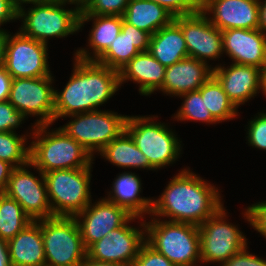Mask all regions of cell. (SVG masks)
<instances>
[{
    "label": "cell",
    "instance_id": "277c9868",
    "mask_svg": "<svg viewBox=\"0 0 266 266\" xmlns=\"http://www.w3.org/2000/svg\"><path fill=\"white\" fill-rule=\"evenodd\" d=\"M140 224L147 233L145 242L175 266H195L201 261L199 226L155 218Z\"/></svg>",
    "mask_w": 266,
    "mask_h": 266
},
{
    "label": "cell",
    "instance_id": "ba28073f",
    "mask_svg": "<svg viewBox=\"0 0 266 266\" xmlns=\"http://www.w3.org/2000/svg\"><path fill=\"white\" fill-rule=\"evenodd\" d=\"M125 130L155 170L173 163L180 154L181 141L152 117L127 116Z\"/></svg>",
    "mask_w": 266,
    "mask_h": 266
},
{
    "label": "cell",
    "instance_id": "9a60e30c",
    "mask_svg": "<svg viewBox=\"0 0 266 266\" xmlns=\"http://www.w3.org/2000/svg\"><path fill=\"white\" fill-rule=\"evenodd\" d=\"M139 217L131 216L121 227L111 230L105 237L87 249V256L104 262H116L131 266L141 246L145 243V232L132 226L129 221Z\"/></svg>",
    "mask_w": 266,
    "mask_h": 266
},
{
    "label": "cell",
    "instance_id": "c3c4849f",
    "mask_svg": "<svg viewBox=\"0 0 266 266\" xmlns=\"http://www.w3.org/2000/svg\"><path fill=\"white\" fill-rule=\"evenodd\" d=\"M60 2L63 3H70V4H76V7H78L80 10L88 3V0H60Z\"/></svg>",
    "mask_w": 266,
    "mask_h": 266
},
{
    "label": "cell",
    "instance_id": "d6a6232c",
    "mask_svg": "<svg viewBox=\"0 0 266 266\" xmlns=\"http://www.w3.org/2000/svg\"><path fill=\"white\" fill-rule=\"evenodd\" d=\"M129 0H88L80 15L123 16Z\"/></svg>",
    "mask_w": 266,
    "mask_h": 266
},
{
    "label": "cell",
    "instance_id": "681fc988",
    "mask_svg": "<svg viewBox=\"0 0 266 266\" xmlns=\"http://www.w3.org/2000/svg\"><path fill=\"white\" fill-rule=\"evenodd\" d=\"M262 86H263V92L266 95V60H265V65L262 69Z\"/></svg>",
    "mask_w": 266,
    "mask_h": 266
},
{
    "label": "cell",
    "instance_id": "7bdbcfd3",
    "mask_svg": "<svg viewBox=\"0 0 266 266\" xmlns=\"http://www.w3.org/2000/svg\"><path fill=\"white\" fill-rule=\"evenodd\" d=\"M0 266H12L8 241L0 238Z\"/></svg>",
    "mask_w": 266,
    "mask_h": 266
},
{
    "label": "cell",
    "instance_id": "e0dca14e",
    "mask_svg": "<svg viewBox=\"0 0 266 266\" xmlns=\"http://www.w3.org/2000/svg\"><path fill=\"white\" fill-rule=\"evenodd\" d=\"M201 11L213 13L208 19L221 31L259 29L258 0H201Z\"/></svg>",
    "mask_w": 266,
    "mask_h": 266
},
{
    "label": "cell",
    "instance_id": "603a6c76",
    "mask_svg": "<svg viewBox=\"0 0 266 266\" xmlns=\"http://www.w3.org/2000/svg\"><path fill=\"white\" fill-rule=\"evenodd\" d=\"M166 67L161 65L149 51L140 52L119 71L120 85L133 80L139 85V93L151 95L164 83Z\"/></svg>",
    "mask_w": 266,
    "mask_h": 266
},
{
    "label": "cell",
    "instance_id": "5b68a950",
    "mask_svg": "<svg viewBox=\"0 0 266 266\" xmlns=\"http://www.w3.org/2000/svg\"><path fill=\"white\" fill-rule=\"evenodd\" d=\"M41 225L46 266H80L87 256L74 216L36 220Z\"/></svg>",
    "mask_w": 266,
    "mask_h": 266
},
{
    "label": "cell",
    "instance_id": "8fae6325",
    "mask_svg": "<svg viewBox=\"0 0 266 266\" xmlns=\"http://www.w3.org/2000/svg\"><path fill=\"white\" fill-rule=\"evenodd\" d=\"M52 76L40 78H14L8 97L10 104L25 117H40L35 123L50 125L54 122V87L51 86Z\"/></svg>",
    "mask_w": 266,
    "mask_h": 266
},
{
    "label": "cell",
    "instance_id": "7a4b0ae2",
    "mask_svg": "<svg viewBox=\"0 0 266 266\" xmlns=\"http://www.w3.org/2000/svg\"><path fill=\"white\" fill-rule=\"evenodd\" d=\"M75 59L74 71L62 92L55 90L54 121L98 110L120 86L119 72L96 61Z\"/></svg>",
    "mask_w": 266,
    "mask_h": 266
},
{
    "label": "cell",
    "instance_id": "2e32d148",
    "mask_svg": "<svg viewBox=\"0 0 266 266\" xmlns=\"http://www.w3.org/2000/svg\"><path fill=\"white\" fill-rule=\"evenodd\" d=\"M91 204L92 202L74 216L86 249L111 230L121 227L132 216L124 208L109 202L106 198Z\"/></svg>",
    "mask_w": 266,
    "mask_h": 266
},
{
    "label": "cell",
    "instance_id": "7402d4cb",
    "mask_svg": "<svg viewBox=\"0 0 266 266\" xmlns=\"http://www.w3.org/2000/svg\"><path fill=\"white\" fill-rule=\"evenodd\" d=\"M8 248L12 266H46L41 225L37 221L9 239Z\"/></svg>",
    "mask_w": 266,
    "mask_h": 266
},
{
    "label": "cell",
    "instance_id": "60d3db41",
    "mask_svg": "<svg viewBox=\"0 0 266 266\" xmlns=\"http://www.w3.org/2000/svg\"><path fill=\"white\" fill-rule=\"evenodd\" d=\"M13 78L3 66L0 68V102L7 101Z\"/></svg>",
    "mask_w": 266,
    "mask_h": 266
},
{
    "label": "cell",
    "instance_id": "ffe728a7",
    "mask_svg": "<svg viewBox=\"0 0 266 266\" xmlns=\"http://www.w3.org/2000/svg\"><path fill=\"white\" fill-rule=\"evenodd\" d=\"M150 37L123 19L121 32L96 62L119 72L137 54L149 50Z\"/></svg>",
    "mask_w": 266,
    "mask_h": 266
},
{
    "label": "cell",
    "instance_id": "1f68e13d",
    "mask_svg": "<svg viewBox=\"0 0 266 266\" xmlns=\"http://www.w3.org/2000/svg\"><path fill=\"white\" fill-rule=\"evenodd\" d=\"M184 98L181 108L177 112V120H194L206 123H217L211 115L209 109L206 108L205 100L202 99L199 90L191 91L180 95Z\"/></svg>",
    "mask_w": 266,
    "mask_h": 266
},
{
    "label": "cell",
    "instance_id": "ab89813d",
    "mask_svg": "<svg viewBox=\"0 0 266 266\" xmlns=\"http://www.w3.org/2000/svg\"><path fill=\"white\" fill-rule=\"evenodd\" d=\"M18 18V8L14 0H0V26Z\"/></svg>",
    "mask_w": 266,
    "mask_h": 266
},
{
    "label": "cell",
    "instance_id": "4fadbf2b",
    "mask_svg": "<svg viewBox=\"0 0 266 266\" xmlns=\"http://www.w3.org/2000/svg\"><path fill=\"white\" fill-rule=\"evenodd\" d=\"M28 166L30 163L12 170L3 193L16 200L33 221L52 217L44 174L39 171V180L25 168Z\"/></svg>",
    "mask_w": 266,
    "mask_h": 266
},
{
    "label": "cell",
    "instance_id": "cb8c5ba5",
    "mask_svg": "<svg viewBox=\"0 0 266 266\" xmlns=\"http://www.w3.org/2000/svg\"><path fill=\"white\" fill-rule=\"evenodd\" d=\"M94 20V25L89 34V46L93 48L94 56H89L86 49H79L75 57L85 61H96L113 43L122 29L123 16L108 15H80L79 29L84 22Z\"/></svg>",
    "mask_w": 266,
    "mask_h": 266
},
{
    "label": "cell",
    "instance_id": "484cf974",
    "mask_svg": "<svg viewBox=\"0 0 266 266\" xmlns=\"http://www.w3.org/2000/svg\"><path fill=\"white\" fill-rule=\"evenodd\" d=\"M113 182V195L107 197L106 200L115 203L119 207L124 208L129 214L135 217L143 218V214H151L153 199L142 198L139 196L141 192V180L135 173H122L117 176Z\"/></svg>",
    "mask_w": 266,
    "mask_h": 266
},
{
    "label": "cell",
    "instance_id": "7c38bea8",
    "mask_svg": "<svg viewBox=\"0 0 266 266\" xmlns=\"http://www.w3.org/2000/svg\"><path fill=\"white\" fill-rule=\"evenodd\" d=\"M47 54V44L21 32L8 33L4 67L13 79L50 76Z\"/></svg>",
    "mask_w": 266,
    "mask_h": 266
},
{
    "label": "cell",
    "instance_id": "5bb4252c",
    "mask_svg": "<svg viewBox=\"0 0 266 266\" xmlns=\"http://www.w3.org/2000/svg\"><path fill=\"white\" fill-rule=\"evenodd\" d=\"M182 30L188 56L202 62L216 59L223 54L221 30L216 28L201 10L173 20Z\"/></svg>",
    "mask_w": 266,
    "mask_h": 266
},
{
    "label": "cell",
    "instance_id": "4dcf8cb0",
    "mask_svg": "<svg viewBox=\"0 0 266 266\" xmlns=\"http://www.w3.org/2000/svg\"><path fill=\"white\" fill-rule=\"evenodd\" d=\"M25 135L14 132H0V160L6 161L14 168L30 163V146L25 147Z\"/></svg>",
    "mask_w": 266,
    "mask_h": 266
},
{
    "label": "cell",
    "instance_id": "7dc6e473",
    "mask_svg": "<svg viewBox=\"0 0 266 266\" xmlns=\"http://www.w3.org/2000/svg\"><path fill=\"white\" fill-rule=\"evenodd\" d=\"M17 8H21L23 3L42 4V3H54L60 2V0H14Z\"/></svg>",
    "mask_w": 266,
    "mask_h": 266
},
{
    "label": "cell",
    "instance_id": "d6986e66",
    "mask_svg": "<svg viewBox=\"0 0 266 266\" xmlns=\"http://www.w3.org/2000/svg\"><path fill=\"white\" fill-rule=\"evenodd\" d=\"M213 76L221 84L229 99L238 108L262 89V70L248 65L232 63L229 68L216 66Z\"/></svg>",
    "mask_w": 266,
    "mask_h": 266
},
{
    "label": "cell",
    "instance_id": "f35d334b",
    "mask_svg": "<svg viewBox=\"0 0 266 266\" xmlns=\"http://www.w3.org/2000/svg\"><path fill=\"white\" fill-rule=\"evenodd\" d=\"M247 247L231 256L221 266H266V260L250 254Z\"/></svg>",
    "mask_w": 266,
    "mask_h": 266
},
{
    "label": "cell",
    "instance_id": "d4e9b609",
    "mask_svg": "<svg viewBox=\"0 0 266 266\" xmlns=\"http://www.w3.org/2000/svg\"><path fill=\"white\" fill-rule=\"evenodd\" d=\"M148 51L166 68L189 57L182 30L174 21L151 35Z\"/></svg>",
    "mask_w": 266,
    "mask_h": 266
},
{
    "label": "cell",
    "instance_id": "ee69618b",
    "mask_svg": "<svg viewBox=\"0 0 266 266\" xmlns=\"http://www.w3.org/2000/svg\"><path fill=\"white\" fill-rule=\"evenodd\" d=\"M80 266H129V265L116 263V262L98 261L86 256Z\"/></svg>",
    "mask_w": 266,
    "mask_h": 266
},
{
    "label": "cell",
    "instance_id": "74e56055",
    "mask_svg": "<svg viewBox=\"0 0 266 266\" xmlns=\"http://www.w3.org/2000/svg\"><path fill=\"white\" fill-rule=\"evenodd\" d=\"M245 219L266 238V201L254 203L245 211Z\"/></svg>",
    "mask_w": 266,
    "mask_h": 266
},
{
    "label": "cell",
    "instance_id": "83f0119b",
    "mask_svg": "<svg viewBox=\"0 0 266 266\" xmlns=\"http://www.w3.org/2000/svg\"><path fill=\"white\" fill-rule=\"evenodd\" d=\"M100 155L118 167L154 170L126 130L106 145Z\"/></svg>",
    "mask_w": 266,
    "mask_h": 266
},
{
    "label": "cell",
    "instance_id": "b9f144b4",
    "mask_svg": "<svg viewBox=\"0 0 266 266\" xmlns=\"http://www.w3.org/2000/svg\"><path fill=\"white\" fill-rule=\"evenodd\" d=\"M13 169L14 167L11 164L0 160V193L5 191Z\"/></svg>",
    "mask_w": 266,
    "mask_h": 266
},
{
    "label": "cell",
    "instance_id": "e575fe53",
    "mask_svg": "<svg viewBox=\"0 0 266 266\" xmlns=\"http://www.w3.org/2000/svg\"><path fill=\"white\" fill-rule=\"evenodd\" d=\"M25 118L8 100L0 102V132H14Z\"/></svg>",
    "mask_w": 266,
    "mask_h": 266
},
{
    "label": "cell",
    "instance_id": "ac0fdd59",
    "mask_svg": "<svg viewBox=\"0 0 266 266\" xmlns=\"http://www.w3.org/2000/svg\"><path fill=\"white\" fill-rule=\"evenodd\" d=\"M223 51L235 64L263 69L266 60V34L259 29L221 31Z\"/></svg>",
    "mask_w": 266,
    "mask_h": 266
},
{
    "label": "cell",
    "instance_id": "d590c367",
    "mask_svg": "<svg viewBox=\"0 0 266 266\" xmlns=\"http://www.w3.org/2000/svg\"><path fill=\"white\" fill-rule=\"evenodd\" d=\"M131 266H175L164 255L160 254L146 242L141 246L139 253Z\"/></svg>",
    "mask_w": 266,
    "mask_h": 266
},
{
    "label": "cell",
    "instance_id": "4316f807",
    "mask_svg": "<svg viewBox=\"0 0 266 266\" xmlns=\"http://www.w3.org/2000/svg\"><path fill=\"white\" fill-rule=\"evenodd\" d=\"M123 19L134 27L153 35L169 25L174 16L158 3L149 0H129Z\"/></svg>",
    "mask_w": 266,
    "mask_h": 266
},
{
    "label": "cell",
    "instance_id": "6da1fadb",
    "mask_svg": "<svg viewBox=\"0 0 266 266\" xmlns=\"http://www.w3.org/2000/svg\"><path fill=\"white\" fill-rule=\"evenodd\" d=\"M218 189L190 170H182L169 182L161 197L153 200V216L200 226L222 206Z\"/></svg>",
    "mask_w": 266,
    "mask_h": 266
},
{
    "label": "cell",
    "instance_id": "3957f363",
    "mask_svg": "<svg viewBox=\"0 0 266 266\" xmlns=\"http://www.w3.org/2000/svg\"><path fill=\"white\" fill-rule=\"evenodd\" d=\"M48 127L49 125H38L33 128L35 131L32 132V138L36 140L29 145L30 167L43 174L52 170L92 167L93 157L80 143L60 127L47 132Z\"/></svg>",
    "mask_w": 266,
    "mask_h": 266
},
{
    "label": "cell",
    "instance_id": "f1b7e54d",
    "mask_svg": "<svg viewBox=\"0 0 266 266\" xmlns=\"http://www.w3.org/2000/svg\"><path fill=\"white\" fill-rule=\"evenodd\" d=\"M206 108L219 123L237 116V107L229 99L221 84L212 75L199 89Z\"/></svg>",
    "mask_w": 266,
    "mask_h": 266
},
{
    "label": "cell",
    "instance_id": "52a82bcc",
    "mask_svg": "<svg viewBox=\"0 0 266 266\" xmlns=\"http://www.w3.org/2000/svg\"><path fill=\"white\" fill-rule=\"evenodd\" d=\"M66 3L33 4L26 13L23 6L18 8V19H23L20 32L27 37L47 44L50 37H66L79 31L80 9L66 10Z\"/></svg>",
    "mask_w": 266,
    "mask_h": 266
},
{
    "label": "cell",
    "instance_id": "f6af8a7d",
    "mask_svg": "<svg viewBox=\"0 0 266 266\" xmlns=\"http://www.w3.org/2000/svg\"><path fill=\"white\" fill-rule=\"evenodd\" d=\"M8 33L0 29V68L5 64L6 44Z\"/></svg>",
    "mask_w": 266,
    "mask_h": 266
},
{
    "label": "cell",
    "instance_id": "836d02e7",
    "mask_svg": "<svg viewBox=\"0 0 266 266\" xmlns=\"http://www.w3.org/2000/svg\"><path fill=\"white\" fill-rule=\"evenodd\" d=\"M164 7L174 17L201 10V0H149Z\"/></svg>",
    "mask_w": 266,
    "mask_h": 266
},
{
    "label": "cell",
    "instance_id": "f546056e",
    "mask_svg": "<svg viewBox=\"0 0 266 266\" xmlns=\"http://www.w3.org/2000/svg\"><path fill=\"white\" fill-rule=\"evenodd\" d=\"M32 221L16 200L0 193V238L8 241Z\"/></svg>",
    "mask_w": 266,
    "mask_h": 266
},
{
    "label": "cell",
    "instance_id": "44dd1931",
    "mask_svg": "<svg viewBox=\"0 0 266 266\" xmlns=\"http://www.w3.org/2000/svg\"><path fill=\"white\" fill-rule=\"evenodd\" d=\"M213 75V67L187 57L166 68L164 83L159 89L167 95L180 96L198 90Z\"/></svg>",
    "mask_w": 266,
    "mask_h": 266
},
{
    "label": "cell",
    "instance_id": "8d00e7d4",
    "mask_svg": "<svg viewBox=\"0 0 266 266\" xmlns=\"http://www.w3.org/2000/svg\"><path fill=\"white\" fill-rule=\"evenodd\" d=\"M248 143L258 149L266 150V113H260L249 122Z\"/></svg>",
    "mask_w": 266,
    "mask_h": 266
},
{
    "label": "cell",
    "instance_id": "8992f818",
    "mask_svg": "<svg viewBox=\"0 0 266 266\" xmlns=\"http://www.w3.org/2000/svg\"><path fill=\"white\" fill-rule=\"evenodd\" d=\"M91 167L44 173L52 216H75L91 203Z\"/></svg>",
    "mask_w": 266,
    "mask_h": 266
},
{
    "label": "cell",
    "instance_id": "bcb514c9",
    "mask_svg": "<svg viewBox=\"0 0 266 266\" xmlns=\"http://www.w3.org/2000/svg\"><path fill=\"white\" fill-rule=\"evenodd\" d=\"M259 4V30L266 34V0L263 2H260L258 0Z\"/></svg>",
    "mask_w": 266,
    "mask_h": 266
},
{
    "label": "cell",
    "instance_id": "9c48e42d",
    "mask_svg": "<svg viewBox=\"0 0 266 266\" xmlns=\"http://www.w3.org/2000/svg\"><path fill=\"white\" fill-rule=\"evenodd\" d=\"M73 121L60 127L68 136L80 143L93 157L124 130L127 116L110 111H89L70 115Z\"/></svg>",
    "mask_w": 266,
    "mask_h": 266
},
{
    "label": "cell",
    "instance_id": "30bf717a",
    "mask_svg": "<svg viewBox=\"0 0 266 266\" xmlns=\"http://www.w3.org/2000/svg\"><path fill=\"white\" fill-rule=\"evenodd\" d=\"M226 212L222 206L213 216L199 226L201 262H220L247 247L244 234L231 223L225 222Z\"/></svg>",
    "mask_w": 266,
    "mask_h": 266
}]
</instances>
